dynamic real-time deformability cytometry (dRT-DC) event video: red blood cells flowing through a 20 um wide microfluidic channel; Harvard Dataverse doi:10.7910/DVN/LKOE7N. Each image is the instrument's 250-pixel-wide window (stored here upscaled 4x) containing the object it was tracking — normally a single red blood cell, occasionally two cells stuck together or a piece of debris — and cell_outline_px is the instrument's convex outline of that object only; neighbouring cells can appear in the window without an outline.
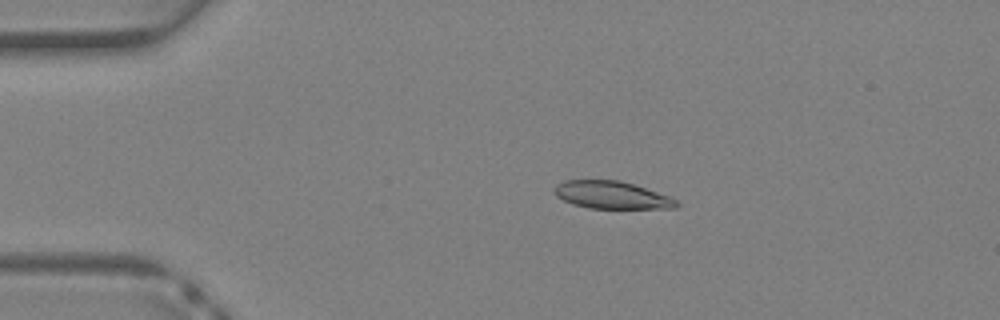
{"species": "Egyptian fruit bat (a non-hibernating species)", "species_latin": "Rousettus aegyptiacus", "temperature_condition": "warm", "stored_images_in_passage": 38, "camera_frame_rate_fps": 3000, "um_per_image_px": 0.085, "animal": {"sex": "female"}, "frame": {"image": 1, "passage_image": 8, "time_ms": 2.333, "image_size_px": [1000, 320], "cell_outline_px": [[680, 204], [676, 208], [588, 208], [572, 204], [556, 196], [552, 188], [556, 184], [564, 180], [620, 180], [668, 196], [676, 200]], "centroid_in_image_um": [51.94, 16.57], "position_along_channel_um": 33.1, "area_um2": 19.48}}
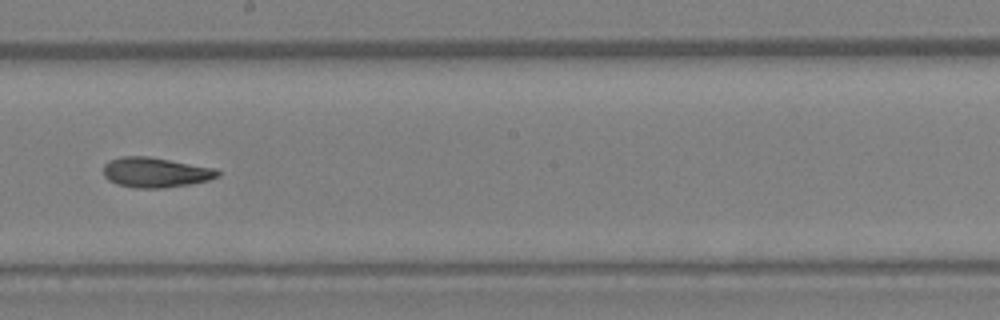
{"frame": {"image": 2, "passage_image": 22, "time_ms": 7.0, "image_size_px": [1000, 320], "cell_outline_px": [[220, 176], [208, 180], [188, 184], [164, 188], [136, 188], [116, 184], [108, 180], [104, 176], [104, 164], [108, 160], [120, 156], [148, 156], [212, 168], [220, 172]], "centroid_in_image_um": [13.16, 14.65], "position_along_channel_um": 235.0, "area_um2": 19.88}}
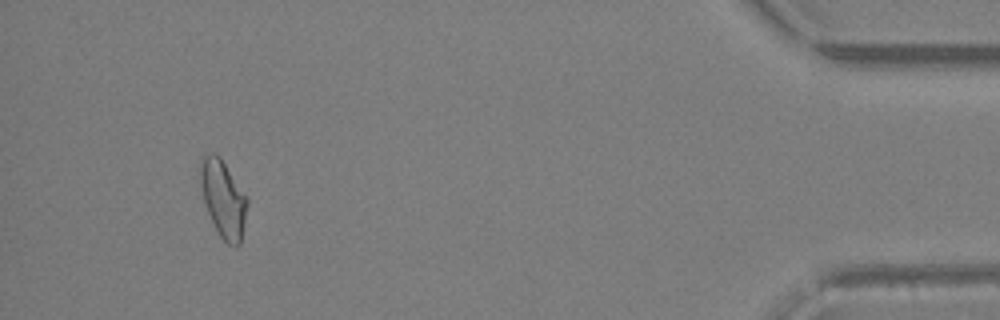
{"frame": {"image": 3, "passage_image": 36, "time_ms": 11.667, "image_size_px": [1000, 320], "cell_outline_px": [[248, 204], [240, 244], [236, 248], [228, 244], [216, 232], [208, 212], [204, 200], [200, 184], [200, 160], [204, 152], [216, 152], [220, 156], [248, 196]], "centroid_in_image_um": [18.98, 16.85], "position_along_channel_um": 416.2, "area_um2": 21.5}}